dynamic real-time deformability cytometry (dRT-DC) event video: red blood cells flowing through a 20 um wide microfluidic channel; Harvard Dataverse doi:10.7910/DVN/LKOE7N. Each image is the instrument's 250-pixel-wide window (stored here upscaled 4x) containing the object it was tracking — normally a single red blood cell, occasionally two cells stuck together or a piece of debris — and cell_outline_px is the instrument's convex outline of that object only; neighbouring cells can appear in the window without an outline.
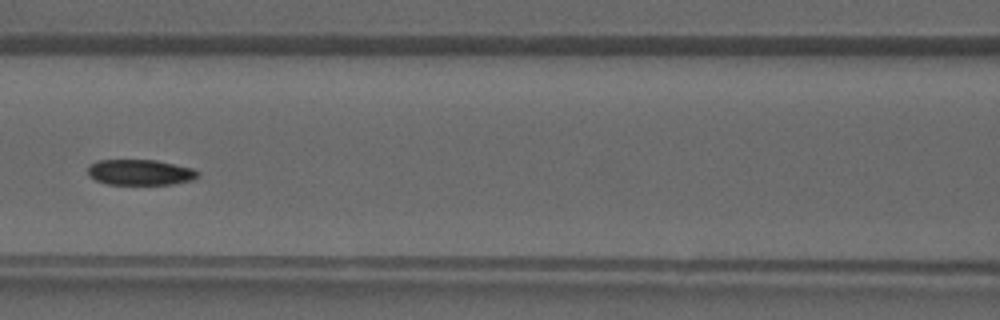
{"species": "common noctule bat (a hibernating species)", "species_latin": "Nyctalus noctula", "temperature_condition": "warm", "stored_images_in_passage": 32, "camera_frame_rate_fps": 3000, "um_per_image_px": 0.085, "animal": {"sex": "male", "forearm_length_mm": 52.5}, "frame": {"image": 1, "passage_image": 10, "time_ms": 3.0, "image_size_px": [1000, 320], "cell_outline_px": [[200, 176], [192, 180], [172, 184], [108, 184], [96, 180], [88, 176], [88, 168], [92, 164], [100, 160], [156, 160], [192, 168], [200, 172]], "centroid_in_image_um": [11.94, 14.65], "position_along_channel_um": 154.7, "area_um2": 16.36}}
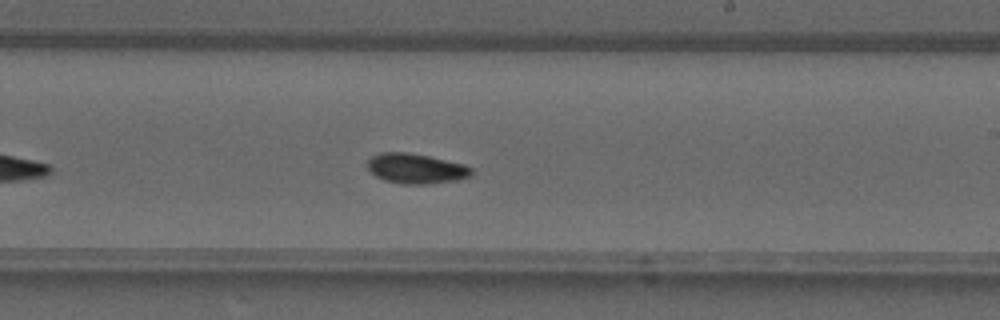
{"frame": {"image": 2, "passage_image": 16, "time_ms": 5.0, "image_size_px": [1000, 320], "cell_outline_px": [[472, 176], [460, 180], [428, 184], [404, 184], [384, 180], [376, 176], [368, 168], [368, 160], [372, 156], [380, 152], [408, 152], [428, 156], [464, 164], [472, 168]], "centroid_in_image_um": [35.39, 14.33], "position_along_channel_um": 253.6, "area_um2": 18.26}}
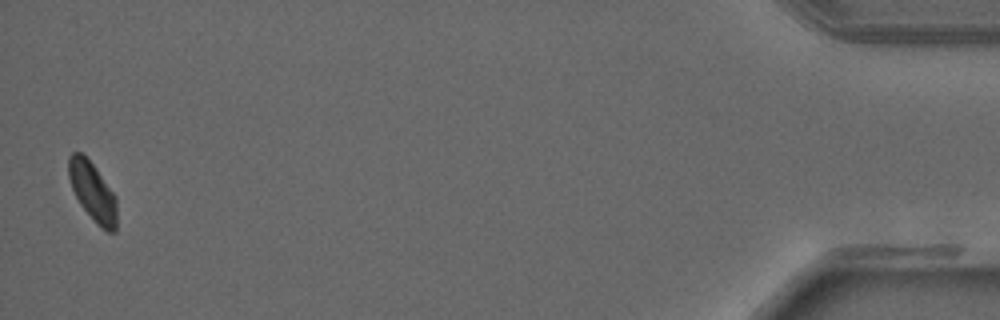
{"frame": {"image": 3, "passage_image": 32, "time_ms": 10.333, "image_size_px": [1000, 320], "cell_outline_px": [[116, 232], [108, 232], [100, 228], [96, 224], [80, 204], [72, 188], [68, 176], [68, 156], [72, 152], [80, 152], [92, 164], [116, 196]], "centroid_in_image_um": [7.87, 16.32], "position_along_channel_um": 427.3, "area_um2": 16.42}}